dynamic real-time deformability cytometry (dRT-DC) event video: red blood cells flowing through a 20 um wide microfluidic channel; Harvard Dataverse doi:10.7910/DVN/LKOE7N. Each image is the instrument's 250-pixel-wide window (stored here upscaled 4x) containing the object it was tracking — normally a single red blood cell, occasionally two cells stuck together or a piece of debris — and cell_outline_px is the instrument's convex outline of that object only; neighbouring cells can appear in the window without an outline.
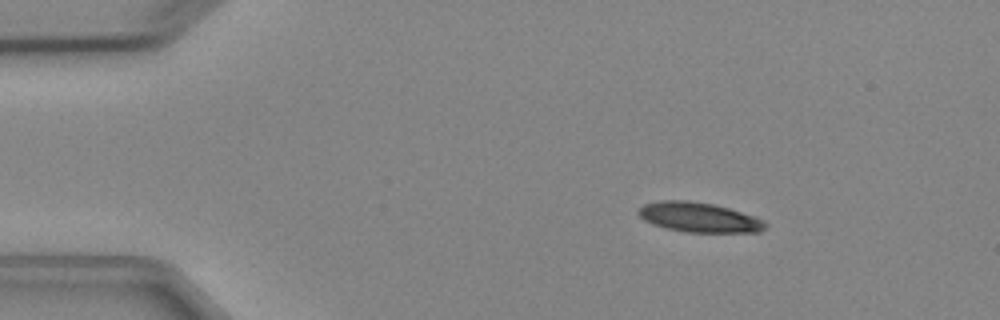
{"species": "Egyptian fruit bat (a non-hibernating species)", "species_latin": "Rousettus aegyptiacus", "temperature_condition": "cold", "stored_images_in_passage": 3, "camera_frame_rate_fps": 3000, "um_per_image_px": 0.085, "animal": {"sex": "female"}, "frame": {"image": 1, "passage_image": 1, "time_ms": 0.0, "image_size_px": [1000, 320], "cell_outline_px": [[768, 224], [760, 232], [688, 232], [668, 228], [652, 224], [644, 220], [636, 212], [644, 204], [660, 200], [688, 200], [712, 204], [728, 208], [756, 216], [764, 220]], "centroid_in_image_um": [59.43, 18.46], "position_along_channel_um": 25.6, "area_um2": 21.96}}